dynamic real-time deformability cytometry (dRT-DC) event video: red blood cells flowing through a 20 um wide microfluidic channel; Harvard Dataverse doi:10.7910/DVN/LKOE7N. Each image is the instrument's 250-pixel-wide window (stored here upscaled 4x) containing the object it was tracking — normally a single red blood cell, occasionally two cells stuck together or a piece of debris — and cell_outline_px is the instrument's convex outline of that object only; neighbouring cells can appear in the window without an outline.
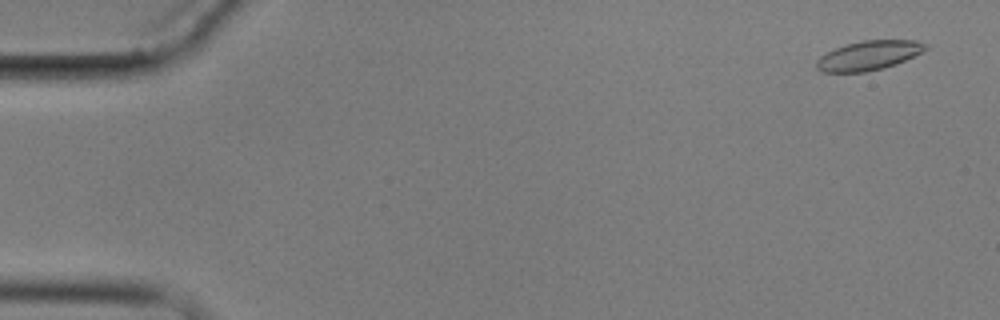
{"species": "common noctule bat (a hibernating species)", "species_latin": "Nyctalus noctula", "temperature_condition": "cold", "stored_images_in_passage": 5, "camera_frame_rate_fps": 3000, "um_per_image_px": 0.085, "animal": {"sex": "male", "body_mass_g": 17.9}, "frame": {"image": 1, "passage_image": 1, "time_ms": 0.0, "image_size_px": [1000, 320], "cell_outline_px": [[928, 48], [896, 64], [884, 68], [864, 72], [824, 72], [816, 68], [816, 60], [820, 56], [836, 48], [848, 44], [864, 40], [916, 40], [928, 44]], "centroid_in_image_um": [73.84, 4.71], "position_along_channel_um": 11.2, "area_um2": 18.44}}
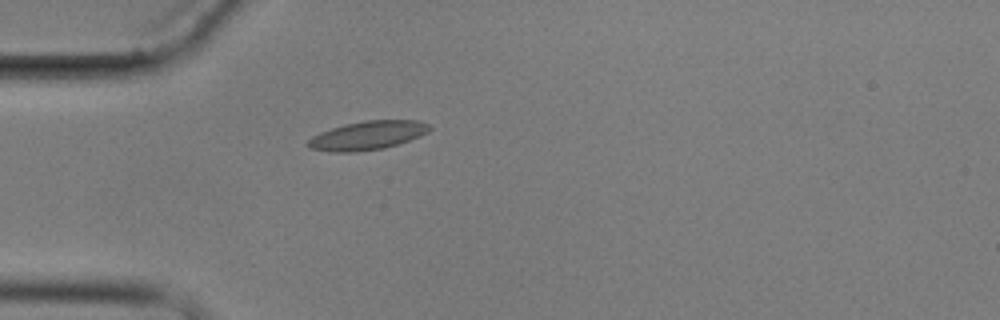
{"frame": {"image": 2, "passage_image": 5, "time_ms": 4.667, "image_size_px": [1000, 320], "cell_outline_px": [[432, 128], [428, 132], [420, 136], [384, 148], [356, 152], [332, 152], [308, 148], [304, 144], [312, 136], [320, 132], [344, 124], [364, 120], [420, 120], [428, 124]], "centroid_in_image_um": [31.21, 11.51], "position_along_channel_um": 53.8, "area_um2": 20.46}}